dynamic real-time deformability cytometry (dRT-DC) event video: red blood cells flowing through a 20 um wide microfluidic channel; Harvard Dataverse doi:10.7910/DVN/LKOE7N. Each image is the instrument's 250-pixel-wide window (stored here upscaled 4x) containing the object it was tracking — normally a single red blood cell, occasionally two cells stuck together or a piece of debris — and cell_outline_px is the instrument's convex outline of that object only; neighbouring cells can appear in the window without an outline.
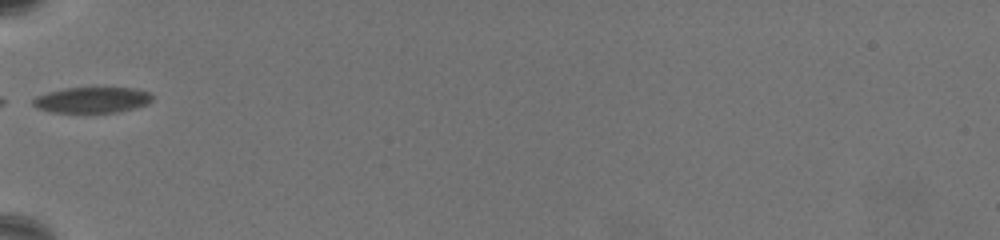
{"species": "common noctule bat (a hibernating species)", "species_latin": "Nyctalus noctula", "temperature_condition": "warm", "stored_images_in_passage": 43, "camera_frame_rate_fps": 3000, "um_per_image_px": 0.085, "animal": {"sex": "female", "body_mass_g": 19.5, "forearm_length_mm": 54.1}, "frame": {"image": 1, "passage_image": 1, "time_ms": 0.0, "image_size_px": [1000, 240], "cell_outline_px": [[152, 100], [148, 104], [116, 112], [52, 112], [36, 108], [32, 104], [32, 100], [36, 96], [48, 92], [64, 88], [136, 88], [148, 92], [152, 96]], "centroid_in_image_um": [7.8, 8.49], "position_along_channel_um": 77.2, "area_um2": 17.8}}
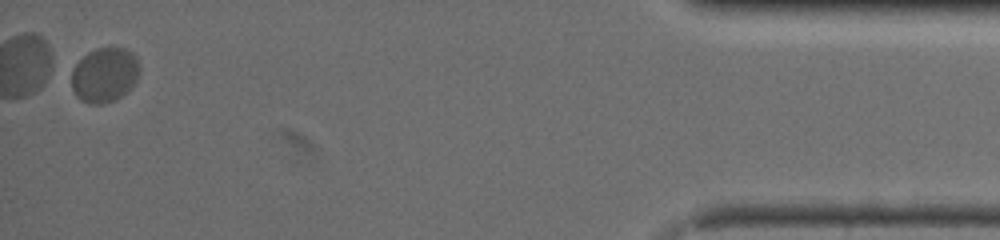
{"frame": {"image": 2, "passage_image": 43, "time_ms": 14.0, "image_size_px": [1000, 240], "cell_outline_px": [[140, 72], [132, 88], [116, 100], [104, 104], [88, 104], [80, 100], [76, 96], [72, 88], [68, 68], [88, 52], [96, 48], [124, 48], [132, 52], [140, 64]], "centroid_in_image_um": [8.84, 6.38], "position_along_channel_um": 426.4, "area_um2": 22.48}}